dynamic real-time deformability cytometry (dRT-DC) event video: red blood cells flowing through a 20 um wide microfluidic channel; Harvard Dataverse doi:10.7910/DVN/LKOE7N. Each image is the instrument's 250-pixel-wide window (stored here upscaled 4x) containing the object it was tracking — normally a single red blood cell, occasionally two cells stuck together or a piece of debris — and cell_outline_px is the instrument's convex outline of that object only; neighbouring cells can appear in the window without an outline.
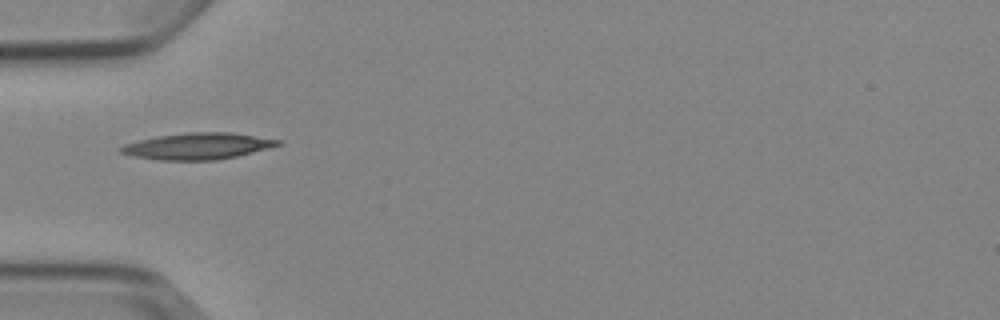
{"species": "Egyptian fruit bat (a non-hibernating species)", "species_latin": "Rousettus aegyptiacus", "temperature_condition": "cold", "stored_images_in_passage": 1, "camera_frame_rate_fps": 3000, "um_per_image_px": 0.085, "animal": {"sex": "female"}, "frame": {"image": 1, "passage_image": 1, "time_ms": 0.0, "image_size_px": [1000, 320], "cell_outline_px": [[280, 144], [268, 148], [236, 156], [216, 160], [156, 160], [132, 156], [120, 152], [116, 148], [124, 144], [156, 136], [192, 132], [228, 132], [280, 140]], "centroid_in_image_um": [16.72, 12.43], "position_along_channel_um": 68.3, "area_um2": 23.99}}